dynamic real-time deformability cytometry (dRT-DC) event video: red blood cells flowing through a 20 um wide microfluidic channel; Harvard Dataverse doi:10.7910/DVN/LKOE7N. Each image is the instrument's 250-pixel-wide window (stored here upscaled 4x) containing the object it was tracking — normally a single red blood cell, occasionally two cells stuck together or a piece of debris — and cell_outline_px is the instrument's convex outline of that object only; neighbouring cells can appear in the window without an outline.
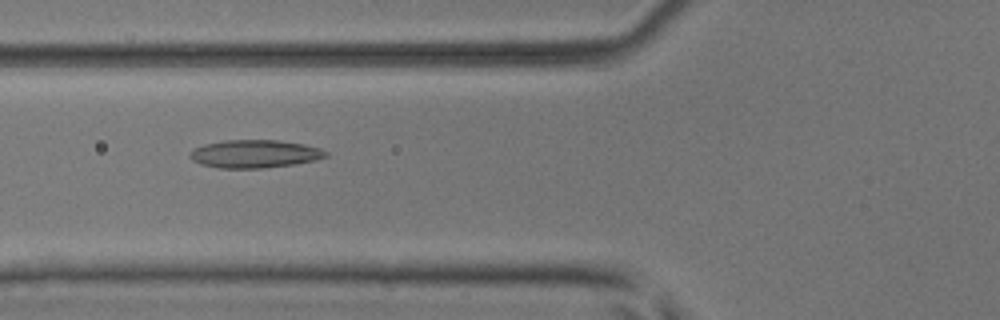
{"species": "common noctule bat (a hibernating species)", "species_latin": "Nyctalus noctula", "temperature_condition": "room temperature", "stored_images_in_passage": 7, "camera_frame_rate_fps": 3000, "um_per_image_px": 0.085, "animal": {"sex": "male", "body_mass_g": 17.9, "forearm_length_mm": 54.2}, "frame": {"image": 1, "passage_image": 6, "time_ms": 1.667, "image_size_px": [1000, 320], "cell_outline_px": [[328, 156], [316, 160], [292, 164], [264, 168], [216, 168], [200, 164], [192, 160], [188, 156], [196, 148], [204, 144], [224, 140], [276, 140], [304, 144], [320, 148], [328, 152]], "centroid_in_image_um": [21.65, 13.08], "position_along_channel_um": 104.1, "area_um2": 22.14}}
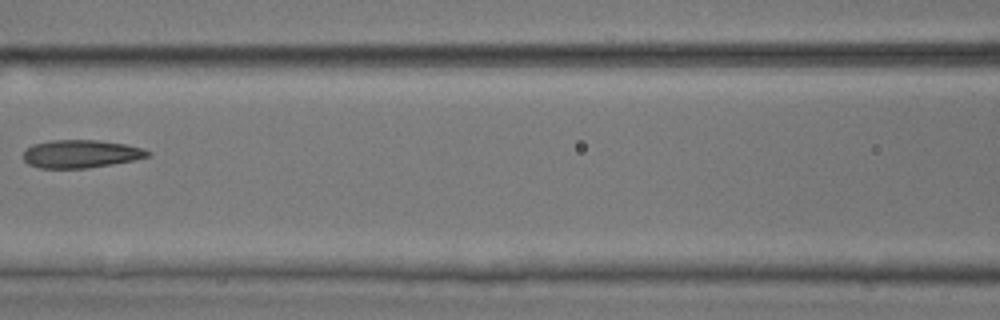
{"frame": {"image": 2, "passage_image": 7, "time_ms": 2.0, "image_size_px": [1000, 320], "cell_outline_px": [[152, 152], [148, 156], [132, 160], [112, 164], [88, 168], [40, 168], [28, 164], [24, 160], [24, 152], [32, 144], [52, 140], [96, 140], [124, 144], [144, 148]], "centroid_in_image_um": [6.87, 13.08], "position_along_channel_um": 159.7, "area_um2": 20.17}}